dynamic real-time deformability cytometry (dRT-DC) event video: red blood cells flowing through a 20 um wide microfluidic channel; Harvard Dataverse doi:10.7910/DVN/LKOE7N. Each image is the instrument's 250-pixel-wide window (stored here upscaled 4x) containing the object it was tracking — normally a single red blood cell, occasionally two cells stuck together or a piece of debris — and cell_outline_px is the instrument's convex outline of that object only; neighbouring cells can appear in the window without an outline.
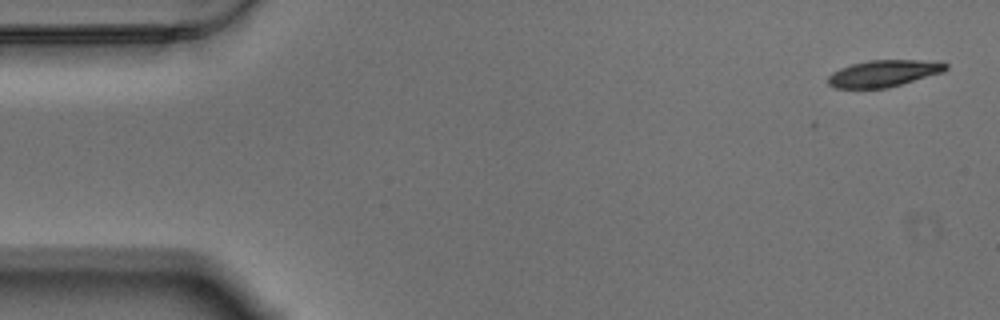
{"species": "Egyptian fruit bat (a non-hibernating species)", "species_latin": "Rousettus aegyptiacus", "temperature_condition": "warm", "stored_images_in_passage": 57, "camera_frame_rate_fps": 3000, "um_per_image_px": 0.085, "animal": {"sex": "male"}, "frame": {"image": 1, "passage_image": 1, "time_ms": 0.0, "image_size_px": [1000, 320], "cell_outline_px": [[948, 68], [944, 72], [888, 88], [836, 88], [828, 84], [828, 76], [832, 72], [840, 68], [852, 64], [868, 60], [920, 60], [948, 64]], "centroid_in_image_um": [75.1, 6.24], "position_along_channel_um": 9.9, "area_um2": 18.26}}
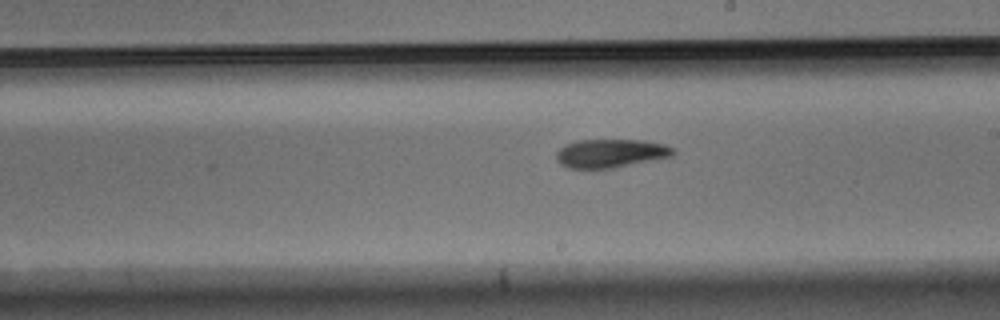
{"frame": {"image": 2, "passage_image": 31, "time_ms": 10.0, "image_size_px": [1000, 320], "cell_outline_px": [[676, 152], [672, 156], [612, 168], [568, 168], [560, 164], [556, 160], [556, 152], [560, 148], [576, 140], [644, 140], [664, 144], [672, 148]], "centroid_in_image_um": [51.89, 13.03], "position_along_channel_um": 237.1, "area_um2": 19.31}}
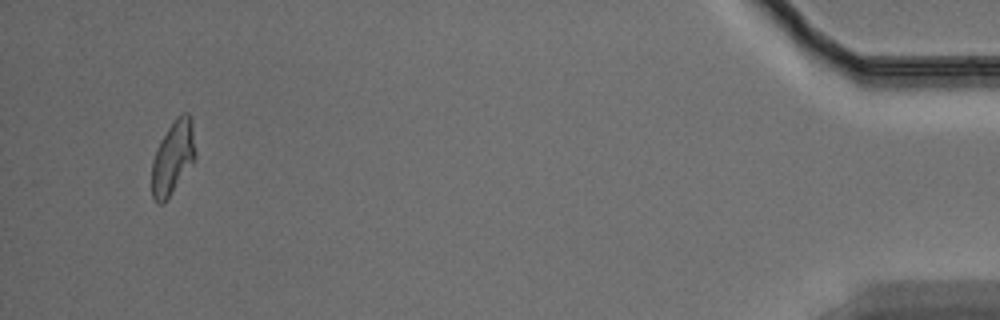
{"frame": {"image": 3, "passage_image": 54, "time_ms": 17.667, "image_size_px": [1000, 320], "cell_outline_px": [[196, 156], [192, 164], [164, 204], [156, 204], [152, 196], [152, 160], [156, 148], [160, 140], [176, 116], [184, 112], [188, 112], [192, 128], [196, 152]], "centroid_in_image_um": [14.68, 13.42], "position_along_channel_um": 420.5, "area_um2": 18.67}, "authors_computed_cell_mechanics": {"area_um2": 19.363, "velocity_mm_per_s": 3.4518, "shape_relaxation_time_tau1_ms": 6.9849, "shape_relaxation_time_tau2_ms": 6.2017, "deformation_change_tau1": 0.1894, "deformation_change_tau2": 0.1403}}